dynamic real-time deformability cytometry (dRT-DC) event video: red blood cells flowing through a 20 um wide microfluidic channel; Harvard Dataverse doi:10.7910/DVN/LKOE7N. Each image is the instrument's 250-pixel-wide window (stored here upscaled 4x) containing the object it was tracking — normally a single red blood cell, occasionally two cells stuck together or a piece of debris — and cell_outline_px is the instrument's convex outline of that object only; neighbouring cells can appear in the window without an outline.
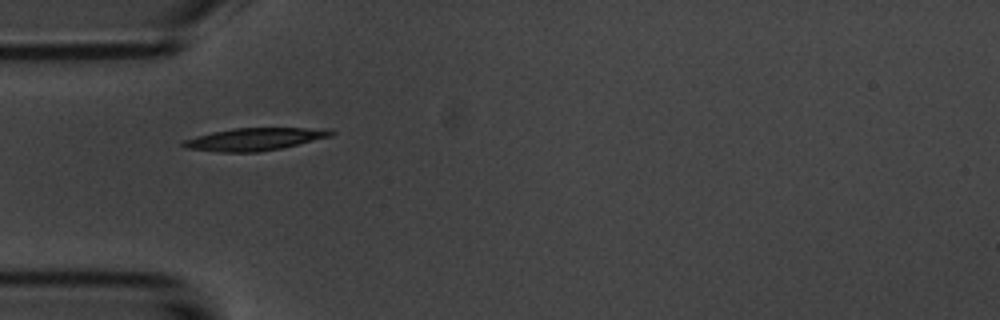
{"species": "common noctule bat (a hibernating species)", "species_latin": "Nyctalus noctula", "temperature_condition": "room temperature", "stored_images_in_passage": 3, "camera_frame_rate_fps": 3000, "um_per_image_px": 0.085, "animal": {"sex": "male", "body_mass_g": 20.1, "forearm_length_mm": 53.5}, "frame": {"image": 1, "passage_image": 2, "time_ms": 2.0, "image_size_px": [1000, 320], "cell_outline_px": [[336, 132], [332, 136], [280, 148], [260, 152], [220, 152], [188, 148], [180, 144], [184, 140], [196, 136], [212, 132], [232, 128], [332, 128]], "centroid_in_image_um": [21.69, 11.82], "position_along_channel_um": 63.3, "area_um2": 19.36}}
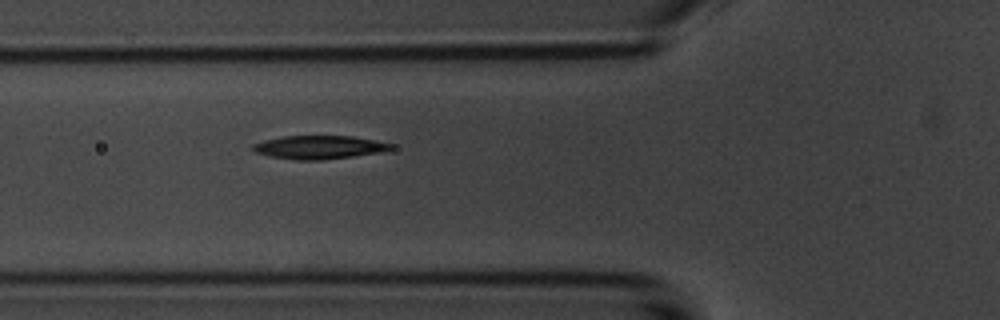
{"frame": {"image": 2, "passage_image": 3, "time_ms": 3.0, "image_size_px": [1000, 320], "cell_outline_px": [[396, 148], [380, 152], [352, 156], [320, 160], [296, 160], [268, 156], [256, 152], [252, 148], [252, 144], [264, 140], [280, 136], [352, 136], [396, 144]], "centroid_in_image_um": [27.14, 12.51], "position_along_channel_um": 98.7, "area_um2": 18.9}}